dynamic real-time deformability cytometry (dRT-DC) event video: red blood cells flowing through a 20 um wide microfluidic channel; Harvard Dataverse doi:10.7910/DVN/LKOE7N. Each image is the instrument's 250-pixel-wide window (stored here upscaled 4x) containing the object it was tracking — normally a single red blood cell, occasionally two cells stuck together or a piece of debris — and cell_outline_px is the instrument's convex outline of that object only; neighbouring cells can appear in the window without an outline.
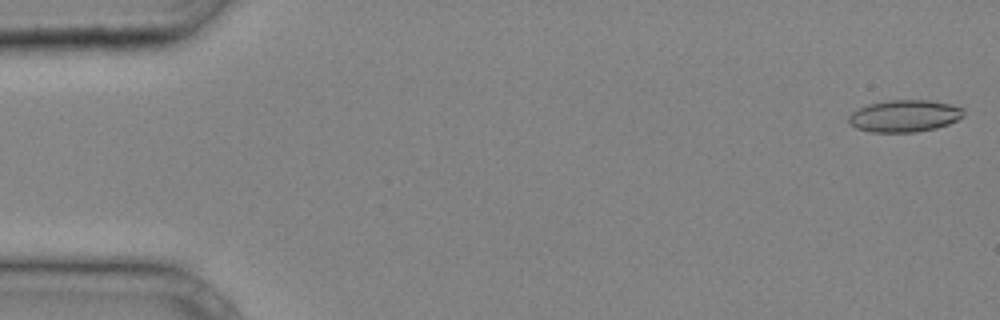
{"species": "common noctule bat (a hibernating species)", "species_latin": "Nyctalus noctula", "temperature_condition": "cold", "stored_images_in_passage": 36, "camera_frame_rate_fps": 3000, "um_per_image_px": 0.085, "animal": {"sex": "male", "body_mass_g": 20.4}, "frame": {"image": 1, "passage_image": 1, "time_ms": 0.0, "image_size_px": [1000, 320], "cell_outline_px": [[964, 116], [948, 124], [936, 128], [916, 132], [872, 132], [856, 128], [848, 120], [848, 116], [852, 112], [868, 104], [888, 100], [928, 100], [952, 104], [964, 108]], "centroid_in_image_um": [76.91, 9.85], "position_along_channel_um": 8.1, "area_um2": 21.44}}
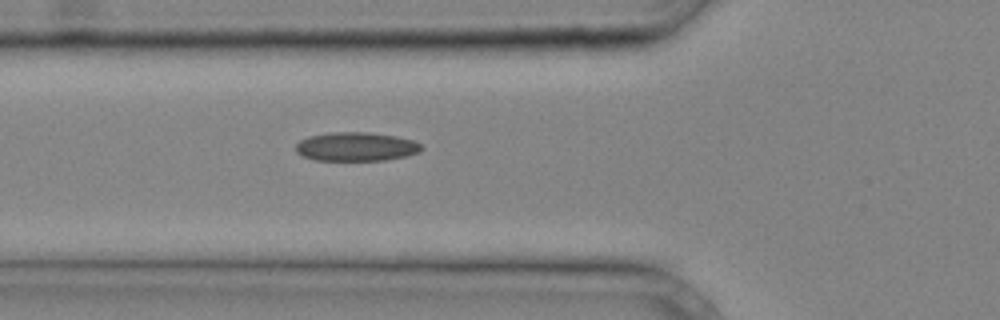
{"frame": {"image": 2, "passage_image": 14, "time_ms": 4.333, "image_size_px": [1000, 320], "cell_outline_px": [[424, 148], [420, 152], [408, 156], [384, 160], [312, 160], [296, 152], [296, 144], [300, 140], [308, 136], [332, 132], [368, 132], [396, 136], [412, 140], [420, 144]], "centroid_in_image_um": [30.28, 12.46], "position_along_channel_um": 95.5, "area_um2": 21.21}}
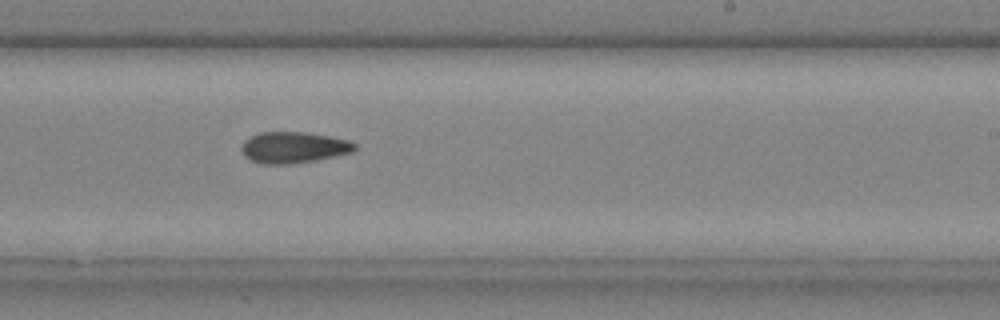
{"frame": {"image": 3, "passage_image": 24, "time_ms": 7.667, "image_size_px": [1000, 320], "cell_outline_px": [[356, 148], [352, 152], [312, 160], [288, 164], [260, 164], [248, 160], [244, 156], [240, 148], [244, 140], [260, 132], [304, 132], [332, 136], [348, 140], [356, 144]], "centroid_in_image_um": [24.9, 12.53], "position_along_channel_um": 264.1, "area_um2": 20.58}}